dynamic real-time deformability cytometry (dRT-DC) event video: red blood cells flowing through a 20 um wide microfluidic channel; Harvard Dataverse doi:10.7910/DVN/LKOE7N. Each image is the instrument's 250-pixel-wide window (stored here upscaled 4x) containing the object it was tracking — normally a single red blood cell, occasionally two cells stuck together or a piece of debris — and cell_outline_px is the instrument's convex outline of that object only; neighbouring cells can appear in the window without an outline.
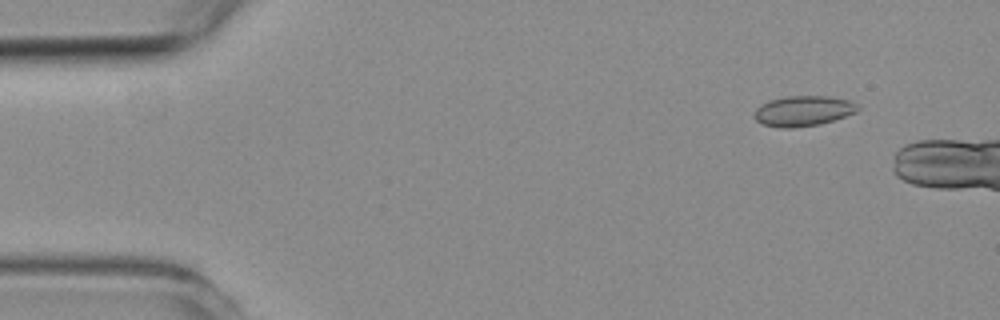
{"species": "common noctule bat (a hibernating species)", "species_latin": "Nyctalus noctula", "temperature_condition": "room temperature", "stored_images_in_passage": 3, "camera_frame_rate_fps": 3000, "um_per_image_px": 0.085, "animal": {"sex": "female", "body_mass_g": 19.3, "forearm_length_mm": 54.1}, "frame": {"image": 1, "passage_image": 1, "time_ms": 0.0, "image_size_px": [1000, 320], "cell_outline_px": [[860, 108], [856, 112], [820, 124], [792, 128], [780, 128], [764, 124], [756, 120], [752, 116], [756, 108], [760, 104], [768, 100], [788, 96], [828, 96], [848, 100], [860, 104]], "centroid_in_image_um": [68.25, 9.42], "position_along_channel_um": 16.7, "area_um2": 18.38}}